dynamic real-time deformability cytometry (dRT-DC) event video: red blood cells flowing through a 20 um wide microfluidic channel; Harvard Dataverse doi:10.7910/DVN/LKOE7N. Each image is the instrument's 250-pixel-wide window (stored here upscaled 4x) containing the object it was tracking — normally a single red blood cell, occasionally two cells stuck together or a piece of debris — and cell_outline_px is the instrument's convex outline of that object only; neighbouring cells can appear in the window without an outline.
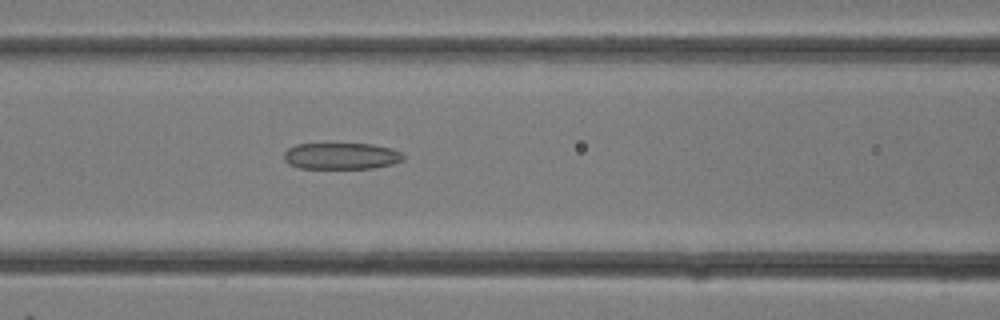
{"species": "common noctule bat (a hibernating species)", "species_latin": "Nyctalus noctula", "temperature_condition": "room temperature", "stored_images_in_passage": 12, "camera_frame_rate_fps": 3000, "um_per_image_px": 0.085, "animal": {"sex": "female"}, "frame": {"image": 1, "passage_image": 12, "time_ms": 3.667, "image_size_px": [1000, 320], "cell_outline_px": [[404, 160], [392, 164], [372, 168], [300, 168], [288, 164], [284, 160], [284, 152], [288, 148], [296, 144], [372, 144], [392, 148], [404, 152]], "centroid_in_image_um": [29.03, 13.26], "position_along_channel_um": 137.6, "area_um2": 18.55}}